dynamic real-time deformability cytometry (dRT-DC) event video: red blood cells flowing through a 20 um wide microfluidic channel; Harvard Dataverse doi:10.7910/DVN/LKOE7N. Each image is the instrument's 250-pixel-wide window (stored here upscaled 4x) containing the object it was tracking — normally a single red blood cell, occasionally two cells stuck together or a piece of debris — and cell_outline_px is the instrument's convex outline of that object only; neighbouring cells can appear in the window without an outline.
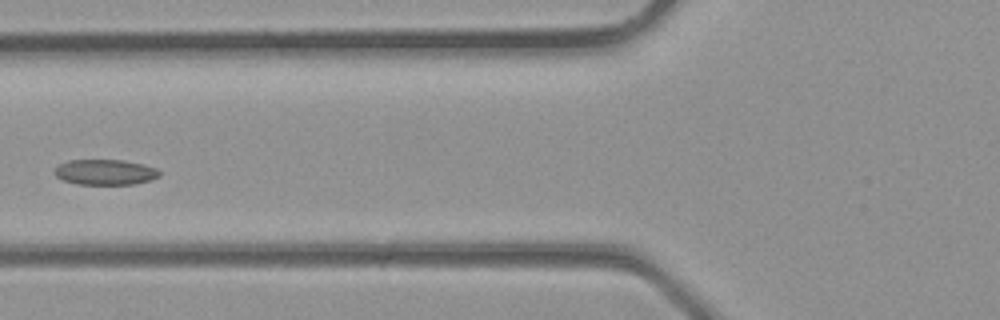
{"species": "common noctule bat (a hibernating species)", "species_latin": "Nyctalus noctula", "temperature_condition": "room temperature", "stored_images_in_passage": 3, "camera_frame_rate_fps": 3000, "um_per_image_px": 0.085, "animal": {"sex": "male", "body_mass_g": 23.1, "forearm_length_mm": 52.7}, "frame": {"image": 1, "passage_image": 3, "time_ms": 0.667, "image_size_px": [1000, 320], "cell_outline_px": [[160, 176], [152, 180], [132, 184], [76, 184], [64, 180], [56, 176], [52, 172], [60, 164], [68, 160], [124, 160], [144, 164], [156, 168], [160, 172]], "centroid_in_image_um": [8.96, 14.63], "position_along_channel_um": 116.8, "area_um2": 15.61}}